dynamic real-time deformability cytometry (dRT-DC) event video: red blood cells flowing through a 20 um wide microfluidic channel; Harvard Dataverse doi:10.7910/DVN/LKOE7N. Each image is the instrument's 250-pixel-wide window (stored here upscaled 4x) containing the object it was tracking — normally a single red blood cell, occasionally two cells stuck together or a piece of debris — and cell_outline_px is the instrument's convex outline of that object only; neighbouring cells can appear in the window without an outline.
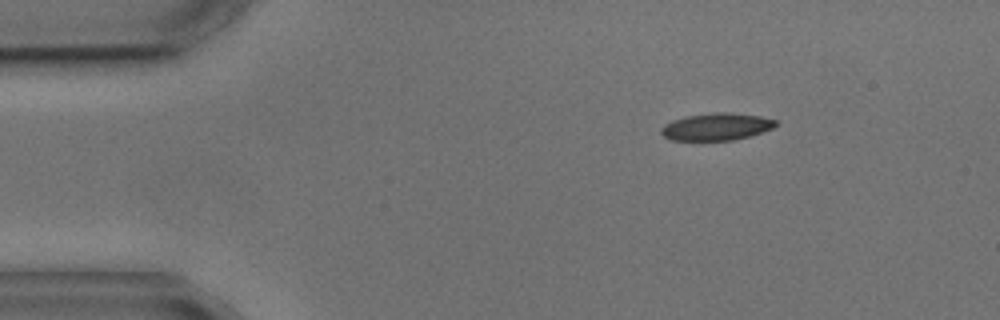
{"species": "common noctule bat (a hibernating species)", "species_latin": "Nyctalus noctula", "temperature_condition": "cold", "stored_images_in_passage": 2, "camera_frame_rate_fps": 3000, "um_per_image_px": 0.085, "animal": {"sex": "male", "body_mass_g": 17.9, "forearm_length_mm": 54.2}, "frame": {"image": 1, "passage_image": 1, "time_ms": 0.0, "image_size_px": [1000, 320], "cell_outline_px": [[780, 124], [772, 128], [748, 136], [732, 140], [672, 140], [664, 136], [660, 132], [660, 128], [664, 124], [672, 120], [684, 116], [716, 112], [724, 112], [760, 116], [776, 120]], "centroid_in_image_um": [60.87, 10.76], "position_along_channel_um": 24.1, "area_um2": 18.09}}